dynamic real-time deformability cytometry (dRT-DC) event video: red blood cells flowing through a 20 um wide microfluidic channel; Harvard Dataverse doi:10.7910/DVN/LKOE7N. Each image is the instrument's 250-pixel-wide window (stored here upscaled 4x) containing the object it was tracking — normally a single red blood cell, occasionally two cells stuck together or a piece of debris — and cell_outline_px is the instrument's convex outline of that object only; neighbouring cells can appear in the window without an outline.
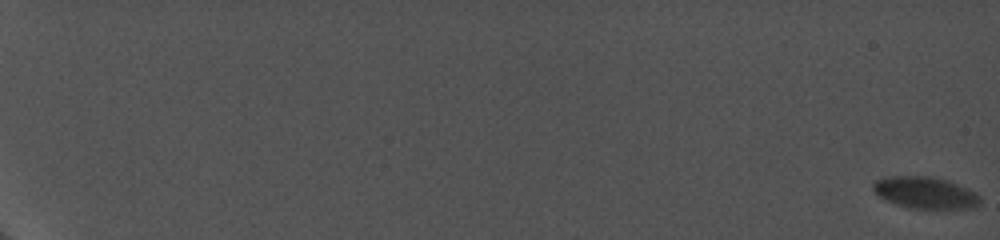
{"species": "common noctule bat (a hibernating species)", "species_latin": "Nyctalus noctula", "temperature_condition": "cold", "stored_images_in_passage": 19, "camera_frame_rate_fps": 5000, "um_per_image_px": 0.085, "animal": {"sex": "female", "body_mass_g": 19.0, "forearm_length_mm": 56.7}, "frame": {"image": 1, "passage_image": 1, "time_ms": 0.0, "image_size_px": [1000, 240], "cell_outline_px": [[980, 204], [976, 208], [908, 208], [884, 200], [872, 188], [872, 184], [876, 180], [888, 176], [932, 176], [948, 180], [968, 188], [976, 192], [980, 196]], "centroid_in_image_um": [78.67, 16.37], "position_along_channel_um": 6.3, "area_um2": 19.94}}
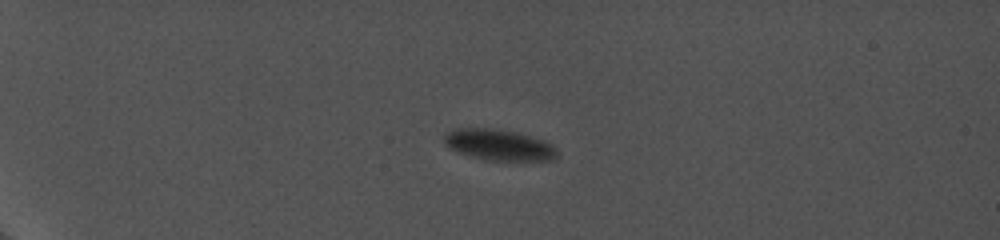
{"frame": {"image": 2, "passage_image": 10, "time_ms": 6.6, "image_size_px": [1000, 240], "cell_outline_px": [[556, 160], [488, 160], [456, 152], [448, 148], [444, 144], [444, 132], [456, 128], [488, 128], [516, 132], [544, 140], [552, 144], [556, 148]], "centroid_in_image_um": [42.36, 12.31], "position_along_channel_um": 42.6, "area_um2": 20.46}}
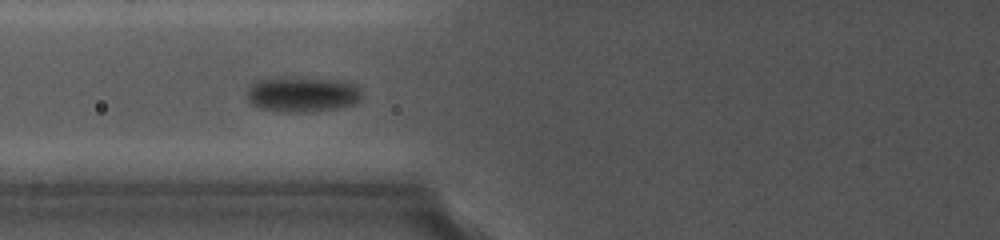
{"frame": {"image": 3, "passage_image": 16, "time_ms": 10.4, "image_size_px": [1000, 240], "cell_outline_px": [[360, 100], [356, 104], [336, 108], [304, 112], [280, 112], [260, 108], [252, 104], [248, 100], [248, 84], [256, 80], [268, 76], [304, 76], [344, 80], [356, 84], [360, 88]], "centroid_in_image_um": [25.67, 7.96], "position_along_channel_um": 100.1, "area_um2": 24.68}}